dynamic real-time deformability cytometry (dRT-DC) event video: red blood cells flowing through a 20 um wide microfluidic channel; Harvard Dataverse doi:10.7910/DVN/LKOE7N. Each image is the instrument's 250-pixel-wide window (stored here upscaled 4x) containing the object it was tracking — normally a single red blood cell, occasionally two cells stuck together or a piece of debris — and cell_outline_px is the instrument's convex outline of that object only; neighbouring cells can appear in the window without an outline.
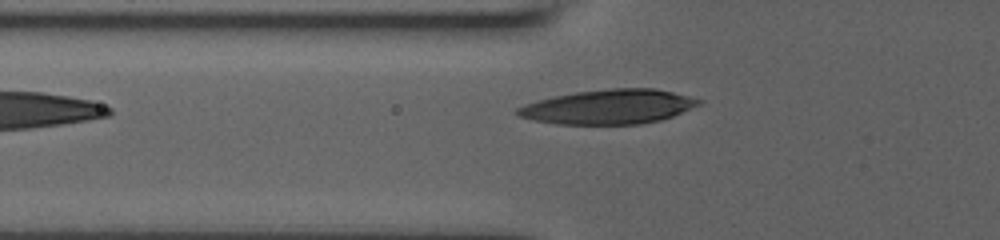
{"species": "human", "species_latin": "Homo sapiens", "temperature_condition": "room temperature", "stored_images_in_passage": 13, "camera_frame_rate_fps": 3000, "um_per_image_px": 0.085, "donor": {"sex": "male"}, "frame": {"image": 1, "passage_image": 13, "time_ms": 3.667, "image_size_px": [1000, 240], "cell_outline_px": [[704, 100], [700, 104], [672, 116], [660, 120], [640, 124], [556, 124], [516, 116], [516, 108], [524, 104], [536, 100], [576, 92], [608, 88], [656, 88]], "centroid_in_image_um": [51.72, 9.07], "position_along_channel_um": 74.1, "area_um2": 36.36}}